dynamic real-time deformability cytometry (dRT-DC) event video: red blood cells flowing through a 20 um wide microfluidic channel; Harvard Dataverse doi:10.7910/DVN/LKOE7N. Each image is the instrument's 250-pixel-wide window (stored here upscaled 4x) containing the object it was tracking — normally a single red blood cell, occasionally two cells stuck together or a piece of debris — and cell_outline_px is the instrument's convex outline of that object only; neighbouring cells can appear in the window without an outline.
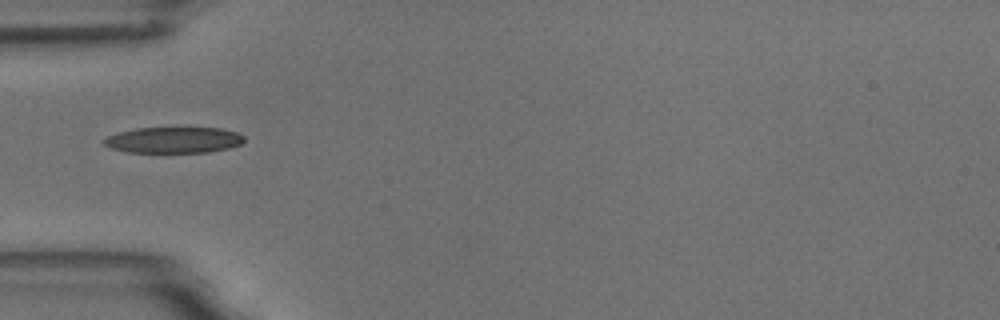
{"species": "common noctule bat (a hibernating species)", "species_latin": "Nyctalus noctula", "temperature_condition": "room temperature", "stored_images_in_passage": 8, "camera_frame_rate_fps": 3000, "um_per_image_px": 0.085, "animal": {"sex": "male", "body_mass_g": 18.8}, "frame": {"image": 1, "passage_image": 5, "time_ms": 4.667, "image_size_px": [1000, 320], "cell_outline_px": [[244, 140], [240, 144], [228, 148], [208, 152], [128, 152], [112, 148], [104, 144], [100, 140], [116, 132], [136, 128], [220, 128], [236, 132], [244, 136]], "centroid_in_image_um": [14.72, 11.89], "position_along_channel_um": 70.3, "area_um2": 21.21}}